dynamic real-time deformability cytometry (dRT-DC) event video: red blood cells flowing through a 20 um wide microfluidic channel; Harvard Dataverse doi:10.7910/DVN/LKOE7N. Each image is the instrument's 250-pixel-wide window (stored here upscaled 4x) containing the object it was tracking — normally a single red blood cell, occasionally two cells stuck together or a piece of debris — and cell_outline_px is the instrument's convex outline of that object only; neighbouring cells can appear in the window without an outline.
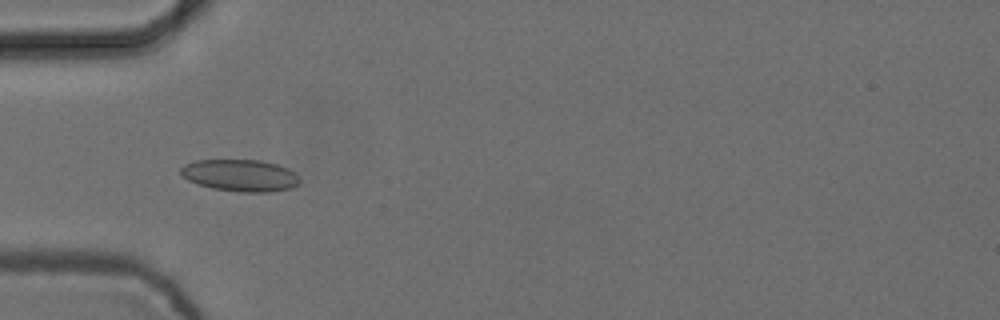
{"species": "common noctule bat (a hibernating species)", "species_latin": "Nyctalus noctula", "temperature_condition": "cold", "stored_images_in_passage": 7, "camera_frame_rate_fps": 3000, "um_per_image_px": 0.085, "animal": {"sex": "female", "body_mass_g": 24.6, "forearm_length_mm": 56.2}, "frame": {"image": 1, "passage_image": 3, "time_ms": 0.667, "image_size_px": [1000, 320], "cell_outline_px": [[300, 180], [296, 184], [288, 188], [268, 192], [240, 192], [212, 188], [196, 184], [188, 180], [180, 172], [180, 168], [184, 164], [196, 160], [260, 160], [276, 164], [288, 168]], "centroid_in_image_um": [20.36, 14.9], "position_along_channel_um": 64.6, "area_um2": 21.91}}
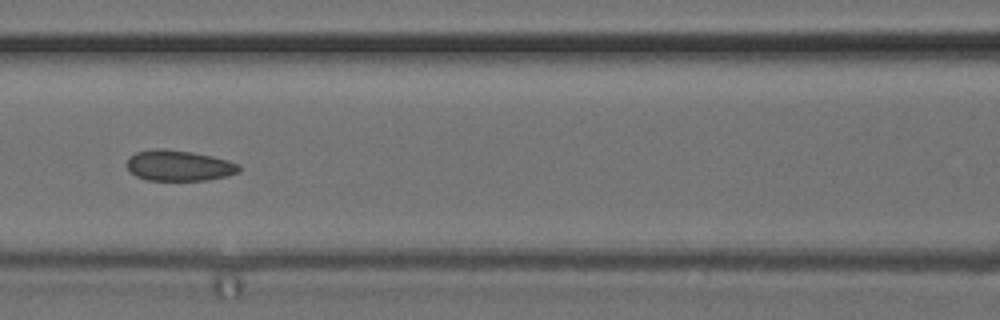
{"frame": {"image": 2, "passage_image": 5, "time_ms": 1.333, "image_size_px": [1000, 320], "cell_outline_px": [[240, 168], [236, 172], [224, 176], [204, 180], [148, 180], [136, 176], [128, 168], [128, 160], [136, 152], [152, 148], [160, 148], [192, 152], [212, 156], [228, 160], [240, 164]], "centroid_in_image_um": [15.2, 14.06], "position_along_channel_um": 151.4, "area_um2": 19.77}}
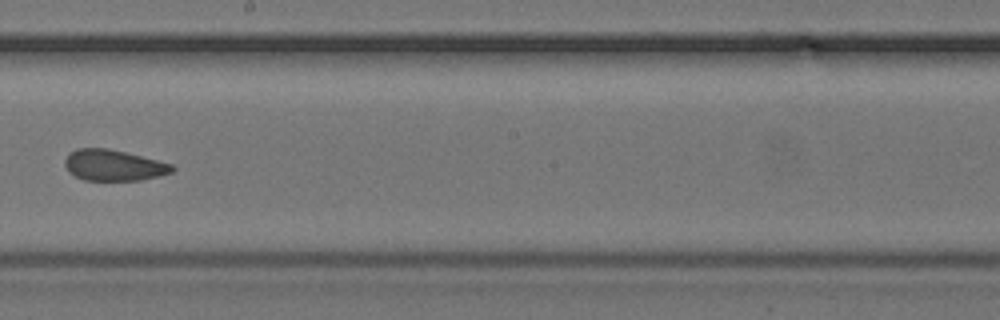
{"frame": {"image": 3, "passage_image": 7, "time_ms": 2.0, "image_size_px": [1000, 320], "cell_outline_px": [[176, 168], [172, 172], [140, 180], [84, 180], [68, 172], [64, 164], [64, 160], [68, 152], [76, 148], [108, 148], [172, 164]], "centroid_in_image_um": [9.6, 14.04], "position_along_channel_um": 238.6, "area_um2": 19.31}}